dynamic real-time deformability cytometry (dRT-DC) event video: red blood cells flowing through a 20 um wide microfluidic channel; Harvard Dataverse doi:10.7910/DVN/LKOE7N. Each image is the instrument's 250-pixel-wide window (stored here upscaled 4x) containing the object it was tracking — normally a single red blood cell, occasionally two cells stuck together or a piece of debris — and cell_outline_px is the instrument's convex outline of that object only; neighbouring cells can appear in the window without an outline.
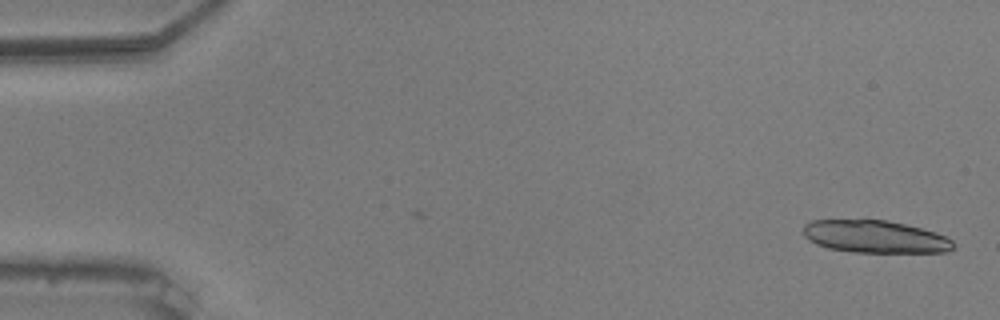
{"species": "common noctule bat (a hibernating species)", "species_latin": "Nyctalus noctula", "temperature_condition": "warm", "stored_images_in_passage": 55, "camera_frame_rate_fps": 3000, "um_per_image_px": 0.085, "animal": {"sex": "male", "body_mass_g": 20.5, "forearm_length_mm": 52.5}, "frame": {"image": 1, "passage_image": 2, "time_ms": 0.333, "image_size_px": [1000, 320], "cell_outline_px": [[956, 244], [948, 252], [852, 252], [828, 248], [816, 244], [808, 240], [804, 236], [804, 224], [812, 220], [888, 220], [936, 232], [952, 240]], "centroid_in_image_um": [74.37, 20.12], "position_along_channel_um": 10.6, "area_um2": 28.38}}
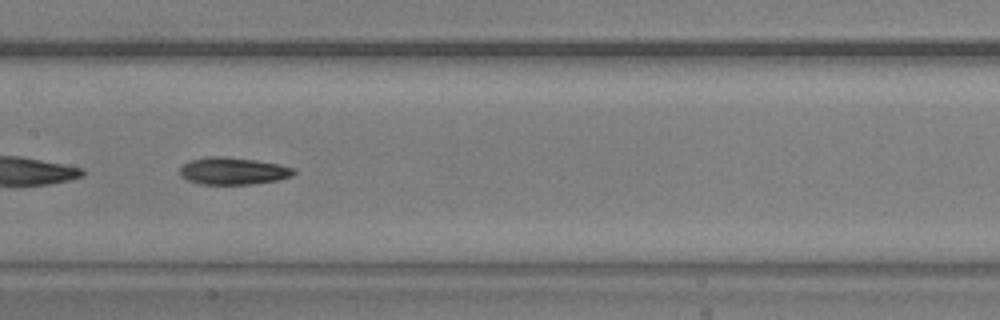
{"frame": {"image": 2, "passage_image": 28, "time_ms": 9.0, "image_size_px": [1000, 320], "cell_outline_px": [[296, 172], [292, 176], [280, 180], [252, 184], [200, 184], [188, 180], [180, 176], [180, 168], [188, 160], [212, 156], [224, 156], [256, 160], [280, 164], [296, 168]], "centroid_in_image_um": [19.85, 14.53], "position_along_channel_um": 187.6, "area_um2": 18.26}}
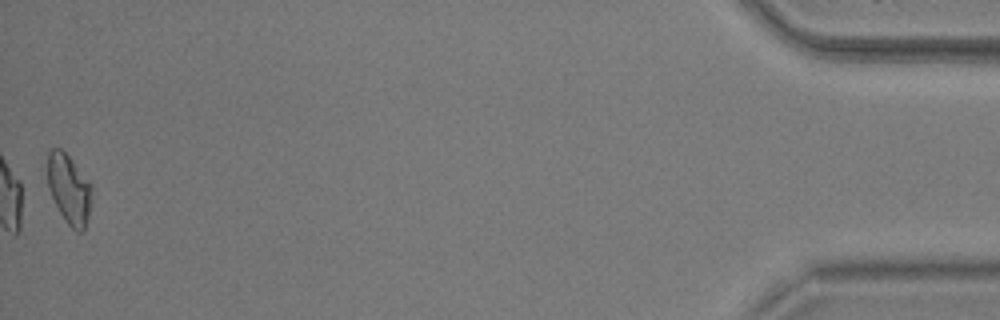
{"frame": {"image": 3, "passage_image": 55, "time_ms": 18.0, "image_size_px": [1000, 320], "cell_outline_px": [[92, 200], [88, 216], [84, 228], [80, 232], [76, 232], [68, 224], [60, 212], [48, 188], [48, 152], [52, 148], [60, 148], [72, 160], [92, 184]], "centroid_in_image_um": [5.89, 16.07], "position_along_channel_um": 429.3, "area_um2": 17.8}, "authors_computed_cell_mechanics": {"area_um2": 18.0336, "velocity_mm_per_s": 3.7125, "shape_relaxation_time_tau1_ms": 5.4801, "shape_relaxation_time_tau2_ms": 6.3909, "deformation_change_tau1": 0.1482, "deformation_change_tau2": 0.1564}}